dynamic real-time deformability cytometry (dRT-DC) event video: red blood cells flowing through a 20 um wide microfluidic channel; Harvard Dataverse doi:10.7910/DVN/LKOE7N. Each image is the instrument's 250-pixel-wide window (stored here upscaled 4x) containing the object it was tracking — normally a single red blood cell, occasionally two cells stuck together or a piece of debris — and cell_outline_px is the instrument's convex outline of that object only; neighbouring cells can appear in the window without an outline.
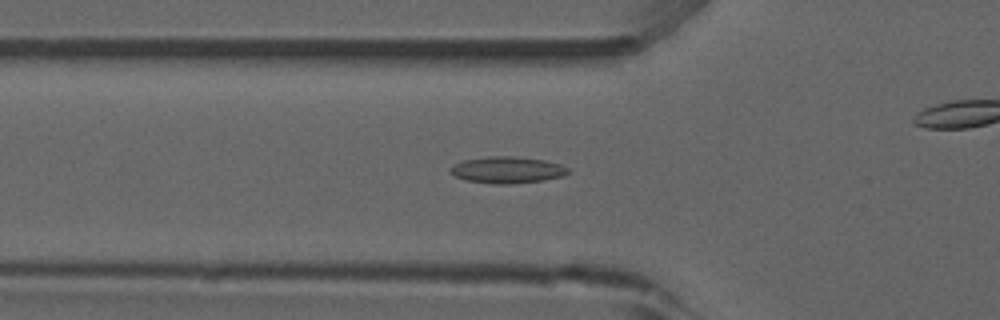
{"species": "common noctule bat (a hibernating species)", "species_latin": "Nyctalus noctula", "temperature_condition": "room temperature", "stored_images_in_passage": 39, "camera_frame_rate_fps": 3000, "um_per_image_px": 0.085, "animal": {"sex": "male", "forearm_length_mm": 52.5}, "frame": {"image": 1, "passage_image": 12, "time_ms": 3.667, "image_size_px": [1000, 320], "cell_outline_px": [[568, 172], [564, 176], [544, 180], [512, 184], [492, 184], [464, 180], [448, 172], [448, 168], [452, 164], [464, 160], [488, 156], [516, 156], [544, 160], [560, 164], [568, 168]], "centroid_in_image_um": [43.07, 14.44], "position_along_channel_um": 82.7, "area_um2": 18.5}}
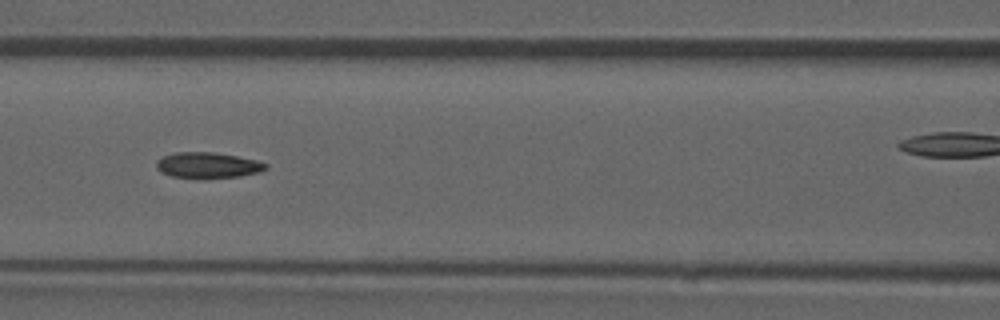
{"frame": {"image": 2, "passage_image": 17, "time_ms": 5.333, "image_size_px": [1000, 320], "cell_outline_px": [[268, 168], [260, 172], [240, 176], [172, 176], [156, 168], [156, 160], [164, 156], [176, 152], [212, 152], [236, 156], [256, 160], [268, 164]], "centroid_in_image_um": [17.69, 14.0], "position_along_channel_um": 148.9, "area_um2": 15.72}}